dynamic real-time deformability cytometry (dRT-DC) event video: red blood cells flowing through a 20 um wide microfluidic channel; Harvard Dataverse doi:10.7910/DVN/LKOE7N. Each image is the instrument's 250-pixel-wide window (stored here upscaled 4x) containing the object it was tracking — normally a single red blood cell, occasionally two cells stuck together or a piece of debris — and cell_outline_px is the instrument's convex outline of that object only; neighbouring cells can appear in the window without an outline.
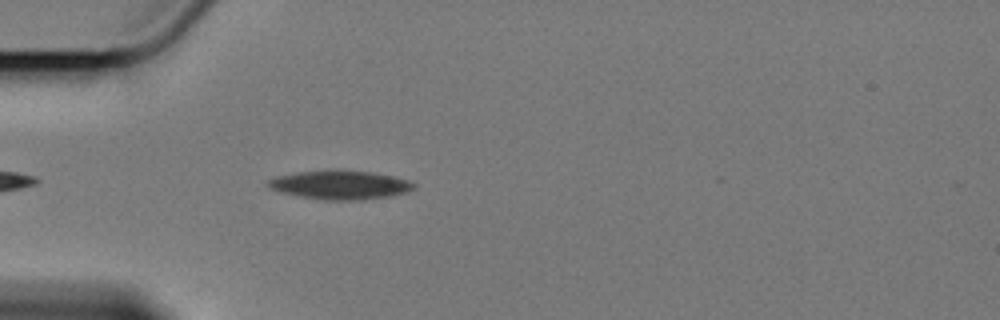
{"species": "Egyptian fruit bat (a non-hibernating species)", "species_latin": "Rousettus aegyptiacus", "temperature_condition": "cold", "stored_images_in_passage": 22, "camera_frame_rate_fps": 3000, "um_per_image_px": 0.085, "animal": {"sex": "female"}, "frame": {"image": 1, "passage_image": 6, "time_ms": 1.667, "image_size_px": [1000, 320], "cell_outline_px": [[416, 184], [408, 192], [388, 196], [360, 200], [324, 200], [300, 196], [280, 192], [272, 188], [268, 184], [268, 180], [276, 176], [296, 172], [372, 172], [392, 176], [408, 180]], "centroid_in_image_um": [28.92, 15.75], "position_along_channel_um": 56.1, "area_um2": 23.58}}
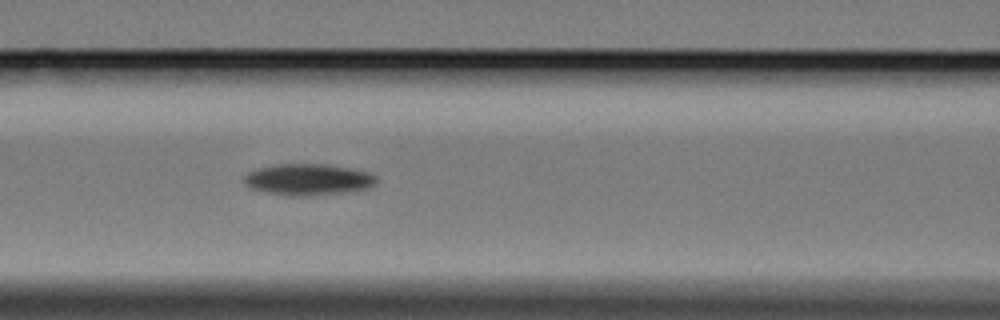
{"frame": {"image": 2, "passage_image": 14, "time_ms": 4.333, "image_size_px": [1000, 320], "cell_outline_px": [[376, 184], [368, 188], [344, 192], [300, 196], [292, 196], [268, 192], [252, 188], [244, 180], [244, 176], [248, 172], [256, 168], [276, 164], [324, 164], [352, 168], [368, 172], [376, 176]], "centroid_in_image_um": [26.21, 15.24], "position_along_channel_um": 140.4, "area_um2": 23.93}}
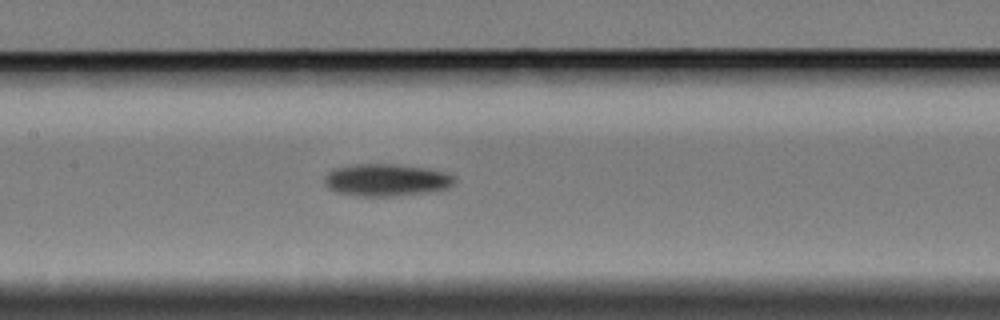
{"frame": {"image": 3, "passage_image": 17, "time_ms": 5.333, "image_size_px": [1000, 320], "cell_outline_px": [[456, 180], [448, 188], [432, 192], [392, 196], [360, 196], [340, 192], [328, 188], [324, 184], [324, 176], [332, 168], [352, 164], [396, 164], [424, 168], [444, 172], [456, 176]], "centroid_in_image_um": [32.83, 15.29], "position_along_channel_um": 174.6, "area_um2": 24.57}}